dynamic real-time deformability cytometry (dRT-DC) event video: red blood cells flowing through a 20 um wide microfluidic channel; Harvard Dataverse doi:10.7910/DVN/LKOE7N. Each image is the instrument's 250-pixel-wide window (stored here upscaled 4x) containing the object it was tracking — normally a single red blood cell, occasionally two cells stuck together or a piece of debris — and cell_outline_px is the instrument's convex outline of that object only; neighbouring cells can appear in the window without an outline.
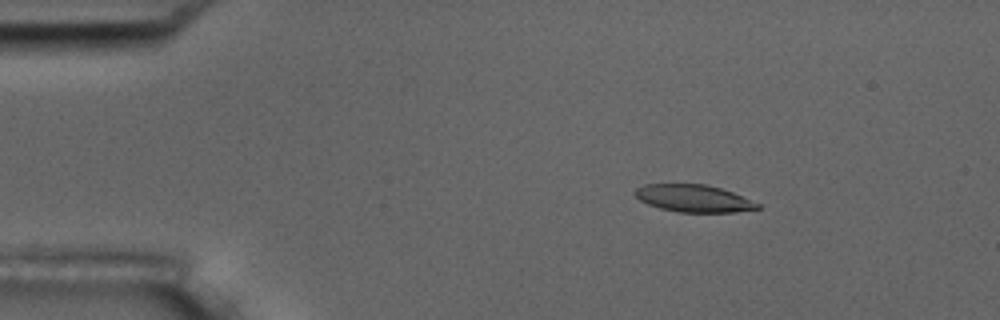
{"species": "common noctule bat (a hibernating species)", "species_latin": "Nyctalus noctula", "temperature_condition": "room temperature", "stored_images_in_passage": 4, "camera_frame_rate_fps": 3000, "um_per_image_px": 0.085, "animal": {"sex": "male", "body_mass_g": 17.5, "forearm_length_mm": 52.3}, "frame": {"image": 1, "passage_image": 2, "time_ms": 1.0, "image_size_px": [1000, 320], "cell_outline_px": [[760, 208], [736, 212], [680, 212], [660, 208], [648, 204], [640, 200], [632, 192], [636, 188], [644, 184], [704, 184], [720, 188], [732, 192], [760, 204]], "centroid_in_image_um": [58.93, 16.86], "position_along_channel_um": 26.1, "area_um2": 19.36}}